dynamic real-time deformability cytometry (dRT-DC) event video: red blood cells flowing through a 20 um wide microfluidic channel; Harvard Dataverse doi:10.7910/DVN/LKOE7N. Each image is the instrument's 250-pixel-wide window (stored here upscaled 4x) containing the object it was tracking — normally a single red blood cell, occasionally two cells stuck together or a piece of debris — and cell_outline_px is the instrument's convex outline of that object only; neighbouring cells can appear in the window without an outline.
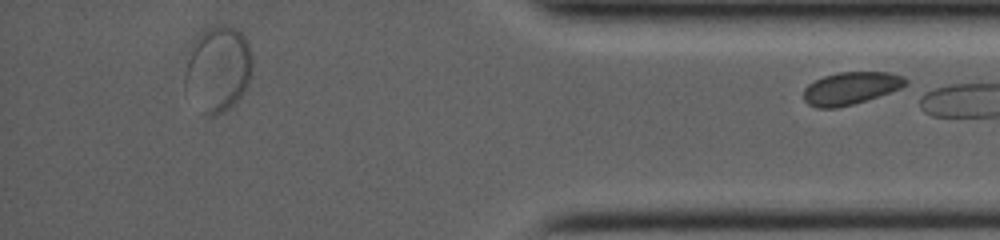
{"species": "common noctule bat (a hibernating species)", "species_latin": "Nyctalus noctula", "temperature_condition": "room temperature", "stored_images_in_passage": 60, "segment_of_instrument_passage": [2, 2], "camera_frame_rate_fps": 4000, "um_per_image_px": 0.085, "animal": {"sex": "female", "body_mass_g": 19.0, "forearm_length_mm": 53.3}, "frame": {"image": 1, "passage_image": 60, "time_ms": 12.75, "image_size_px": [1000, 240], "cell_outline_px": [[908, 84], [900, 88], [852, 104], [836, 108], [816, 108], [808, 104], [804, 100], [804, 88], [808, 84], [824, 76], [840, 72], [888, 72], [904, 76], [908, 80]], "centroid_in_image_um": [72.3, 7.49], "position_along_channel_um": 362.9, "area_um2": 19.13}}